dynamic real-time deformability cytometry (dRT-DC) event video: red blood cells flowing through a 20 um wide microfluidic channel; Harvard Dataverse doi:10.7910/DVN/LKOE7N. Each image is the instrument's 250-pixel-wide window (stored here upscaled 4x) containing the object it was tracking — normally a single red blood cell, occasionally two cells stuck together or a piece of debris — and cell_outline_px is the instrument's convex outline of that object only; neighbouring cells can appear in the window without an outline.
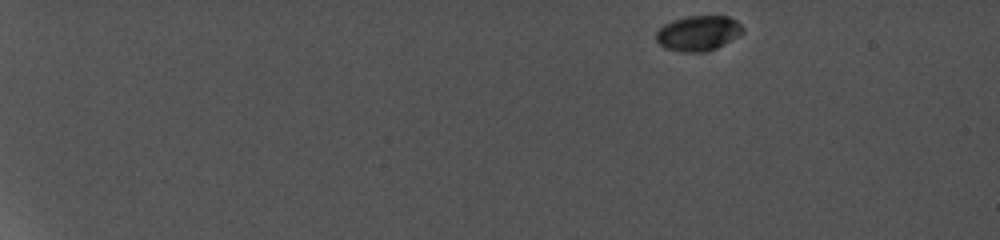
{"species": "common noctule bat (a hibernating species)", "species_latin": "Nyctalus noctula", "temperature_condition": "cold", "stored_images_in_passage": 10, "camera_frame_rate_fps": 5000, "um_per_image_px": 0.085, "animal": {"sex": "female", "body_mass_g": 19.0, "forearm_length_mm": 56.7}, "frame": {"image": 1, "passage_image": 1, "time_ms": 0.0, "image_size_px": [1000, 240], "cell_outline_px": [[744, 32], [740, 36], [716, 48], [704, 52], [680, 52], [664, 48], [656, 40], [656, 32], [664, 24], [672, 20], [688, 16], [728, 16], [736, 20], [744, 28]], "centroid_in_image_um": [59.36, 2.82], "position_along_channel_um": 25.6, "area_um2": 17.92}}
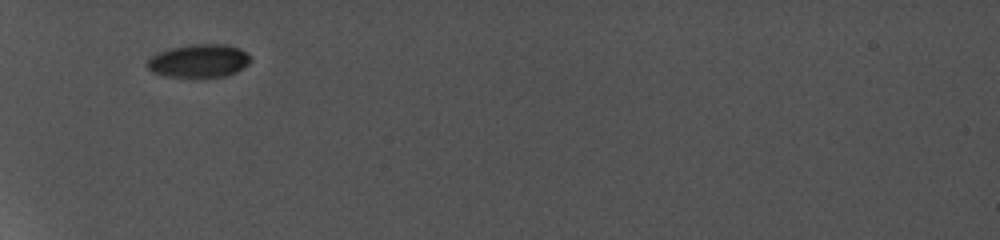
{"frame": {"image": 2, "passage_image": 5, "time_ms": 5.0, "image_size_px": [1000, 240], "cell_outline_px": [[252, 60], [248, 64], [236, 72], [224, 76], [168, 76], [152, 72], [148, 68], [148, 60], [152, 56], [160, 52], [172, 48], [192, 44], [228, 44], [240, 48]], "centroid_in_image_um": [16.94, 5.15], "position_along_channel_um": 68.1, "area_um2": 19.54}}